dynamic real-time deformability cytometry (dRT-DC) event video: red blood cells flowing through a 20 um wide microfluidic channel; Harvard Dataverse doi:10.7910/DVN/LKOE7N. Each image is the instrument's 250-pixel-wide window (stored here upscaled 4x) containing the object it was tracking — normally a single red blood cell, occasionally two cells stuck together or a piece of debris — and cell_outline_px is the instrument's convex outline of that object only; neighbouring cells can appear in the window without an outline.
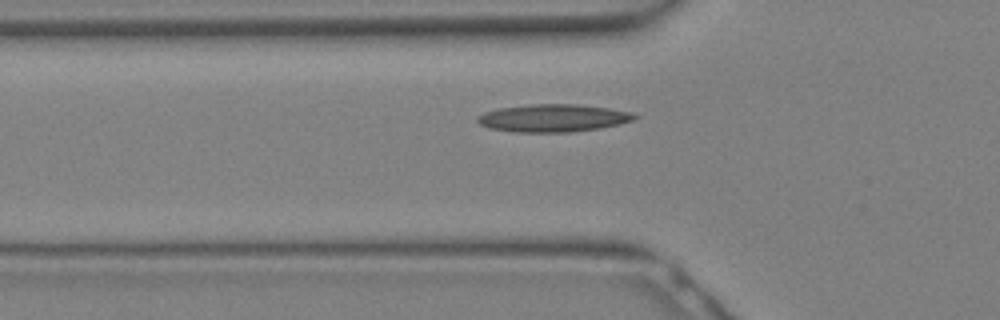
{"species": "Egyptian fruit bat (a non-hibernating species)", "species_latin": "Rousettus aegyptiacus", "temperature_condition": "warm", "stored_images_in_passage": 15, "camera_frame_rate_fps": 3000, "um_per_image_px": 0.085, "animal": {"sex": "female"}, "frame": {"image": 1, "passage_image": 5, "time_ms": 1.333, "image_size_px": [1000, 320], "cell_outline_px": [[640, 116], [632, 120], [620, 124], [600, 128], [572, 132], [512, 132], [488, 128], [480, 124], [476, 120], [476, 116], [484, 112], [500, 108], [528, 104], [580, 104], [608, 108], [632, 112]], "centroid_in_image_um": [47.01, 10.03], "position_along_channel_um": 78.8, "area_um2": 25.55}}
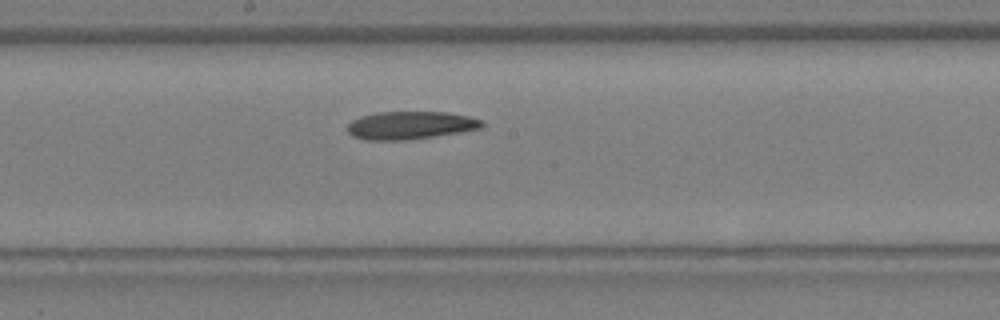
{"frame": {"image": 2, "passage_image": 11, "time_ms": 3.333, "image_size_px": [1000, 320], "cell_outline_px": [[484, 124], [480, 128], [432, 136], [404, 140], [364, 140], [352, 136], [348, 132], [348, 124], [352, 120], [360, 116], [380, 112], [448, 112], [468, 116], [484, 120]], "centroid_in_image_um": [34.85, 10.64], "position_along_channel_um": 213.4, "area_um2": 21.68}}
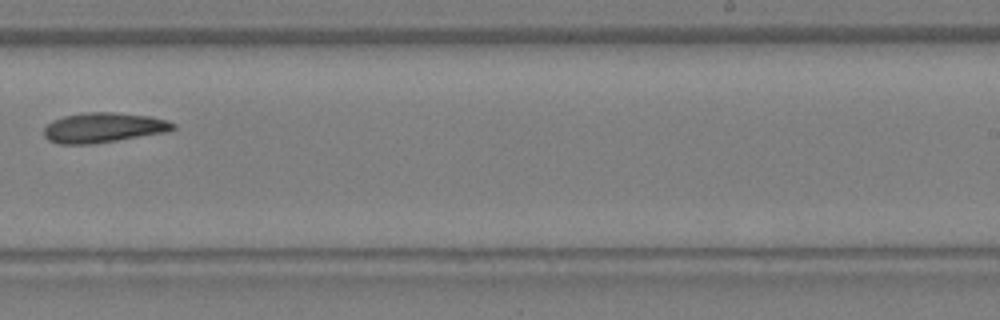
{"frame": {"image": 3, "passage_image": 14, "time_ms": 4.333, "image_size_px": [1000, 320], "cell_outline_px": [[176, 128], [168, 132], [92, 144], [56, 144], [48, 140], [44, 136], [44, 128], [52, 120], [64, 116], [84, 112], [116, 112], [148, 116], [168, 120], [176, 124]], "centroid_in_image_um": [8.79, 10.85], "position_along_channel_um": 280.2, "area_um2": 22.72}}